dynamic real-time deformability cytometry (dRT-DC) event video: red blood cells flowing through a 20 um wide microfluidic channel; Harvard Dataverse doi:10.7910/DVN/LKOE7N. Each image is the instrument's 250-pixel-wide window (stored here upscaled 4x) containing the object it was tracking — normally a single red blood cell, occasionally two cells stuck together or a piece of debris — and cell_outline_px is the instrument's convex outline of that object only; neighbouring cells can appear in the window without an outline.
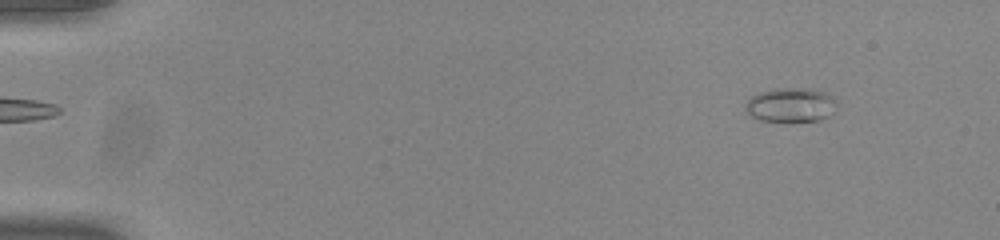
{"species": "common noctule bat (a hibernating species)", "species_latin": "Nyctalus noctula", "temperature_condition": "room temperature", "stored_images_in_passage": 54, "camera_frame_rate_fps": 3000, "um_per_image_px": 0.085, "animal": {"sex": "male", "body_mass_g": 20.0, "forearm_length_mm": 53.3}, "frame": {"image": 1, "passage_image": 6, "time_ms": 1.667, "image_size_px": [1000, 240], "cell_outline_px": [[836, 104], [828, 116], [820, 120], [760, 120], [752, 116], [744, 108], [744, 104], [752, 96], [760, 92], [776, 88], [796, 88], [824, 92]], "centroid_in_image_um": [67.13, 8.91], "position_along_channel_um": 17.9, "area_um2": 17.46}}
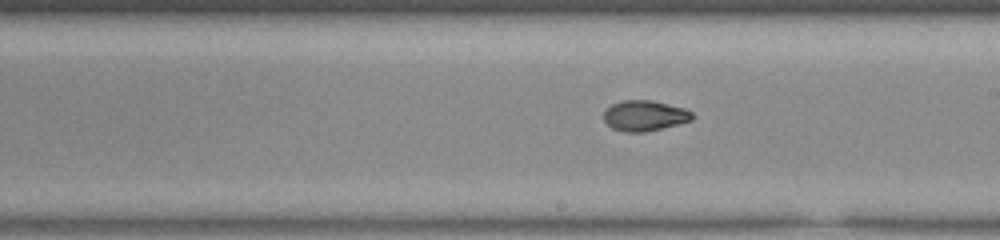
{"frame": {"image": 2, "passage_image": 32, "time_ms": 10.333, "image_size_px": [1000, 240], "cell_outline_px": [[692, 120], [680, 124], [644, 132], [624, 132], [612, 128], [604, 120], [604, 112], [612, 104], [624, 100], [652, 100], [684, 108], [692, 112]], "centroid_in_image_um": [54.8, 9.83], "position_along_channel_um": 234.2, "area_um2": 15.66}}
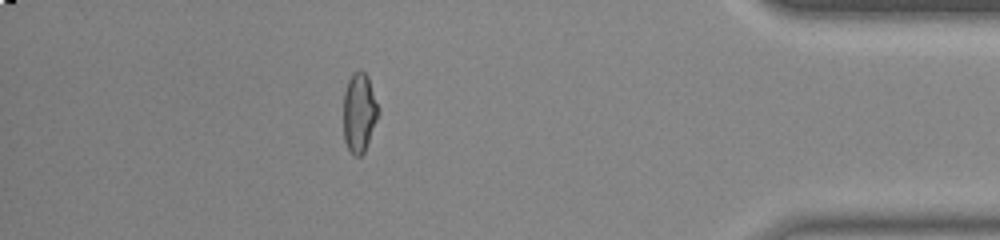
{"frame": {"image": 3, "passage_image": 48, "time_ms": 15.667, "image_size_px": [1000, 240], "cell_outline_px": [[380, 112], [364, 152], [360, 156], [356, 156], [348, 148], [344, 140], [344, 92], [348, 80], [352, 72], [360, 68], [368, 76]], "centroid_in_image_um": [30.54, 9.52], "position_along_channel_um": 404.7, "area_um2": 16.13}, "authors_computed_cell_mechanics": {"area_um2": 16.184, "velocity_mm_per_s": 3.9057, "shape_relaxation_time_tau1_ms": 5.6701, "shape_relaxation_time_tau2_ms": 1.6456, "deformation_change_tau1": 0.1619, "deformation_change_tau2": 0.0596}}